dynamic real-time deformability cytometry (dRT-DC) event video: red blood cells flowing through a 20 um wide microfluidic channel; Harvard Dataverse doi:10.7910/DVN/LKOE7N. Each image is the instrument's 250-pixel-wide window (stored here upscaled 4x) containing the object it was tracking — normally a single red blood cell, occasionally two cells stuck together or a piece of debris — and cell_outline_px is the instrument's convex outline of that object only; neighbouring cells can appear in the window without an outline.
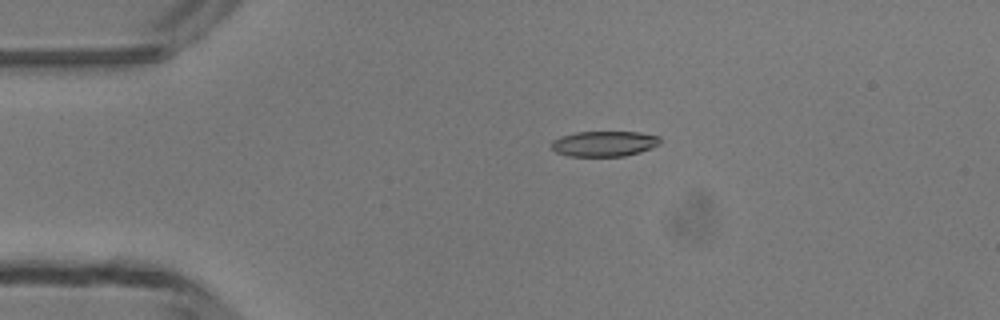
{"species": "common noctule bat (a hibernating species)", "species_latin": "Nyctalus noctula", "temperature_condition": "room temperature", "stored_images_in_passage": 4, "camera_frame_rate_fps": 3000, "um_per_image_px": 0.085, "animal": {"sex": "male", "body_mass_g": 13.3}, "frame": {"image": 1, "passage_image": 3, "time_ms": 2.333, "image_size_px": [1000, 320], "cell_outline_px": [[660, 144], [652, 148], [640, 152], [624, 156], [568, 156], [556, 152], [552, 148], [552, 140], [560, 136], [576, 132], [640, 132], [660, 136]], "centroid_in_image_um": [51.37, 12.21], "position_along_channel_um": 33.6, "area_um2": 16.18}}